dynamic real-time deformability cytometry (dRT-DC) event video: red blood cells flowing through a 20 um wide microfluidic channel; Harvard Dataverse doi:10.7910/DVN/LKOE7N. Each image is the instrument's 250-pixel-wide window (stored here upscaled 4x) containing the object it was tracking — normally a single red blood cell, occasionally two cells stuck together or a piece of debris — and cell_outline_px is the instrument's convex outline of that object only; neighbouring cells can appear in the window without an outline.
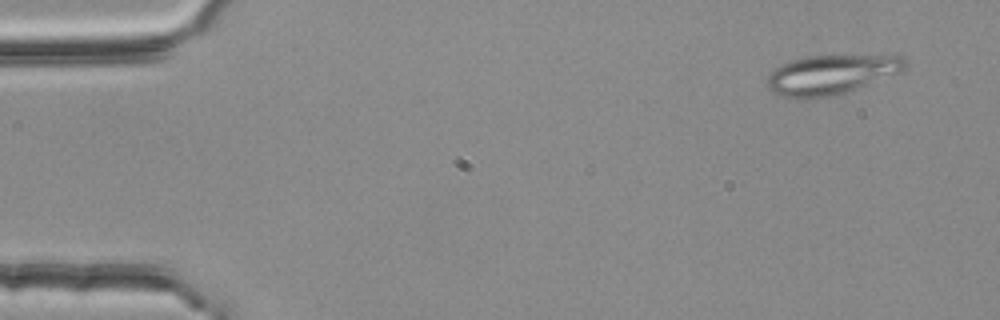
{"species": "common noctule bat (a hibernating species)", "species_latin": "Nyctalus noctula", "temperature_condition": "room temperature", "stored_images_in_passage": 54, "camera_frame_rate_fps": 3000, "um_per_image_px": 0.085, "animal": {"sex": "female", "body_mass_g": 25.1}, "frame": {"image": 1, "passage_image": 4, "time_ms": 1.0, "image_size_px": [1000, 320], "cell_outline_px": [[908, 68], [904, 72], [844, 92], [824, 96], [784, 96], [772, 92], [764, 88], [764, 84], [768, 76], [776, 68], [792, 60], [808, 56], [900, 56], [908, 64]], "centroid_in_image_um": [70.67, 6.32], "position_along_channel_um": 14.3, "area_um2": 30.98}}
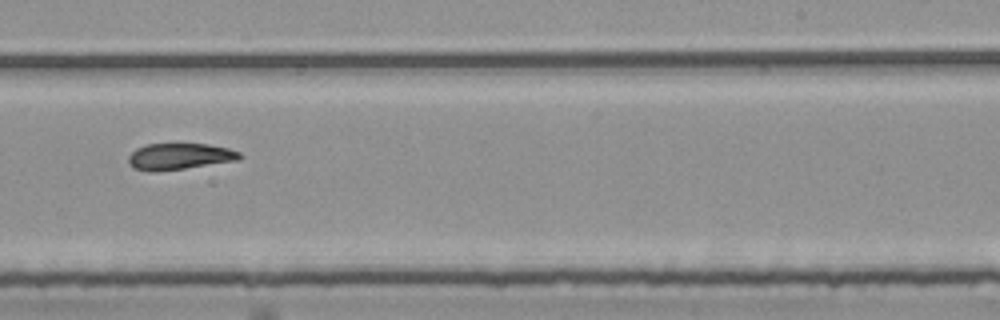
{"frame": {"image": 2, "passage_image": 34, "time_ms": 11.0, "image_size_px": [1000, 320], "cell_outline_px": [[244, 156], [236, 160], [184, 168], [156, 172], [152, 172], [136, 168], [128, 164], [128, 156], [136, 148], [148, 144], [176, 140], [208, 144], [228, 148], [240, 152]], "centroid_in_image_um": [15.23, 13.23], "position_along_channel_um": 273.8, "area_um2": 17.8}}
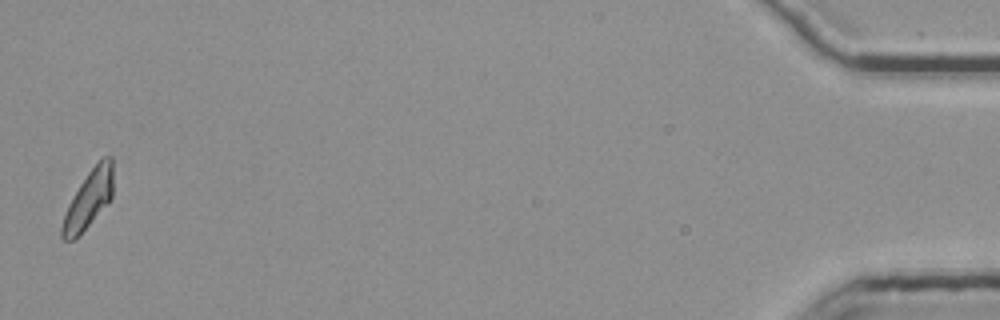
{"frame": {"image": 3, "passage_image": 54, "time_ms": 17.667, "image_size_px": [1000, 320], "cell_outline_px": [[112, 200], [72, 240], [64, 240], [60, 236], [60, 228], [68, 204], [80, 184], [88, 172], [104, 156], [112, 156]], "centroid_in_image_um": [7.53, 16.93], "position_along_channel_um": 427.7, "area_um2": 16.76}, "authors_computed_cell_mechanics": {"area_um2": 17.8602, "velocity_mm_per_s": 3.775, "shape_relaxation_time_tau1_ms": null, "shape_relaxation_time_tau2_ms": 8.6289, "deformation_change_tau1": null, "deformation_change_tau2": 0.1724}}